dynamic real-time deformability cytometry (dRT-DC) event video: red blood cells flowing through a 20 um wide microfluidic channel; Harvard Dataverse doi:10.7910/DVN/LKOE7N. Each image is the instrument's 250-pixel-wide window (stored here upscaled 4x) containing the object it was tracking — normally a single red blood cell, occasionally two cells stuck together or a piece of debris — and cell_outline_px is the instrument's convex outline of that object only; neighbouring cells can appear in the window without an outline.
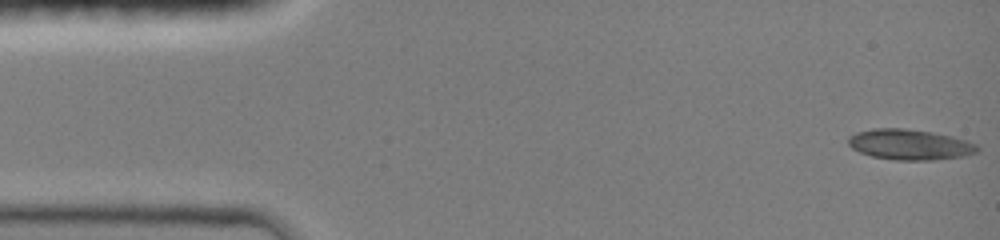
{"species": "common noctule bat (a hibernating species)", "species_latin": "Nyctalus noctula", "temperature_condition": "room temperature", "stored_images_in_passage": 54, "camera_frame_rate_fps": 3000, "um_per_image_px": 0.085, "animal": {"sex": "female", "body_mass_g": 19.0, "forearm_length_mm": 51.5}, "frame": {"image": 1, "passage_image": 1, "time_ms": 0.0, "image_size_px": [1000, 240], "cell_outline_px": [[980, 148], [976, 152], [960, 156], [928, 160], [896, 160], [872, 156], [860, 152], [852, 148], [848, 144], [848, 136], [856, 132], [872, 128], [904, 128], [932, 132], [952, 136], [968, 140], [976, 144]], "centroid_in_image_um": [77.3, 12.27], "position_along_channel_um": 7.7, "area_um2": 22.89}}
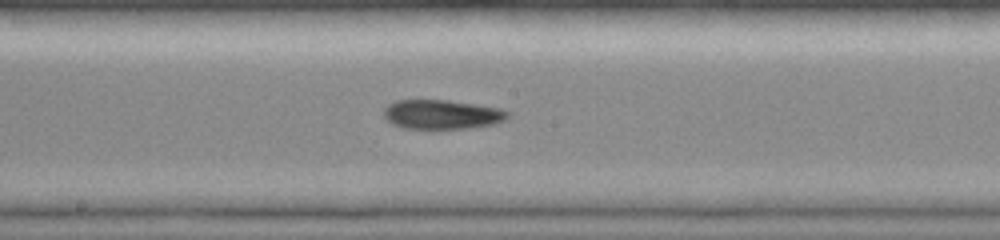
{"frame": {"image": 2, "passage_image": 32, "time_ms": 7.667, "image_size_px": [1000, 240], "cell_outline_px": [[512, 112], [504, 120], [492, 124], [468, 128], [404, 128], [392, 124], [384, 116], [384, 108], [388, 104], [396, 100], [448, 100], [500, 108]], "centroid_in_image_um": [37.56, 9.71], "position_along_channel_um": 210.6, "area_um2": 21.04}}
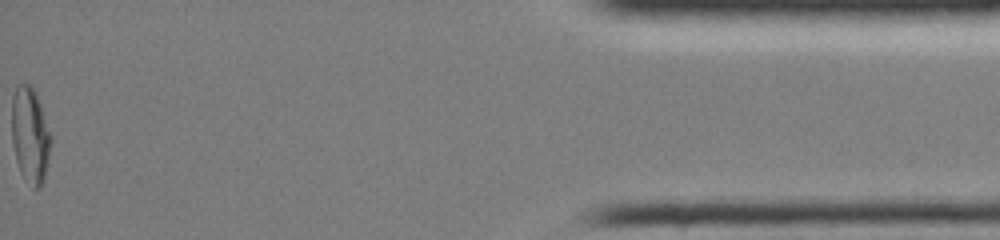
{"frame": {"image": 3, "passage_image": 54, "time_ms": 15.0, "image_size_px": [1000, 240], "cell_outline_px": [[52, 140], [44, 176], [40, 188], [32, 188], [20, 172], [16, 160], [12, 140], [12, 96], [16, 84], [32, 84], [36, 92], [52, 136]], "centroid_in_image_um": [2.56, 11.44], "position_along_channel_um": 432.6, "area_um2": 21.96}}